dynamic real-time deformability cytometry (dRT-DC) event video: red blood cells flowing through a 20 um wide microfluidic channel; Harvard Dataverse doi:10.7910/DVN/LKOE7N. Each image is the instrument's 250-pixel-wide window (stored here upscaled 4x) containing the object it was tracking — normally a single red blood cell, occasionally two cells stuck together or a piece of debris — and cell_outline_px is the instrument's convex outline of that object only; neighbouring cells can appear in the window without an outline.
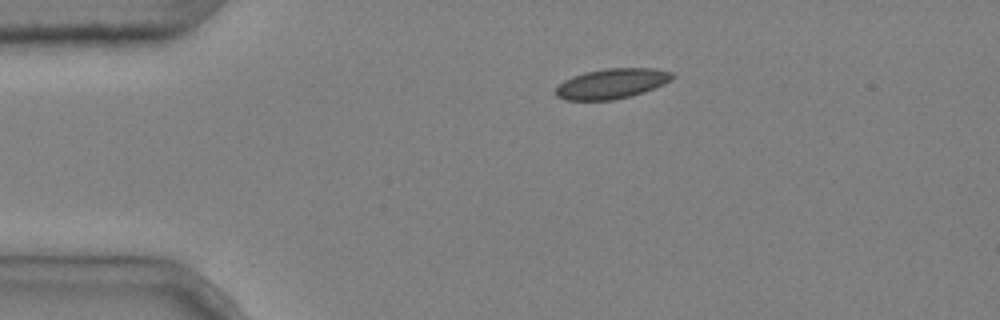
{"species": "common noctule bat (a hibernating species)", "species_latin": "Nyctalus noctula", "temperature_condition": "cold", "stored_images_in_passage": 2, "camera_frame_rate_fps": 3000, "um_per_image_px": 0.085, "animal": {"sex": "male", "body_mass_g": 20.4}, "frame": {"image": 1, "passage_image": 1, "time_ms": 0.0, "image_size_px": [1000, 320], "cell_outline_px": [[676, 76], [672, 80], [664, 84], [644, 92], [632, 96], [612, 100], [564, 100], [556, 96], [556, 88], [564, 80], [572, 76], [584, 72], [604, 68], [656, 68], [672, 72]], "centroid_in_image_um": [52.03, 7.1], "position_along_channel_um": 33.0, "area_um2": 20.69}}